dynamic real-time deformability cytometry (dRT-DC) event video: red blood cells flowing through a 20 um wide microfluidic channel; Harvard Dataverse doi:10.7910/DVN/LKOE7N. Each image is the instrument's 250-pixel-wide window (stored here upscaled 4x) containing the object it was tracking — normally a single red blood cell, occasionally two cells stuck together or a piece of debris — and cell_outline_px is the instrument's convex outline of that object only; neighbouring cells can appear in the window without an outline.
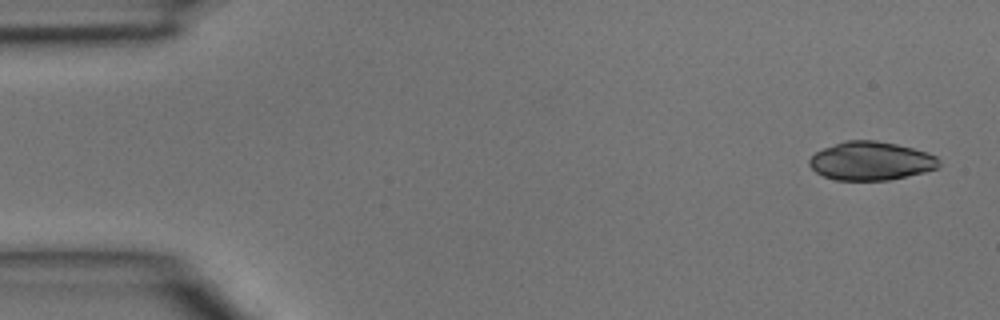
{"species": "common noctule bat (a hibernating species)", "species_latin": "Nyctalus noctula", "temperature_condition": "room temperature", "stored_images_in_passage": 44, "camera_frame_rate_fps": 3000, "um_per_image_px": 0.085, "animal": {"sex": "male", "body_mass_g": 15.6}, "frame": {"image": 1, "passage_image": 1, "time_ms": 0.0, "image_size_px": [1000, 320], "cell_outline_px": [[940, 164], [936, 168], [924, 172], [888, 180], [836, 180], [824, 176], [816, 172], [808, 164], [808, 160], [816, 152], [824, 148], [844, 140], [876, 140], [896, 144], [928, 152], [936, 156], [940, 160]], "centroid_in_image_um": [74.03, 13.67], "position_along_channel_um": 11.0, "area_um2": 29.07}}
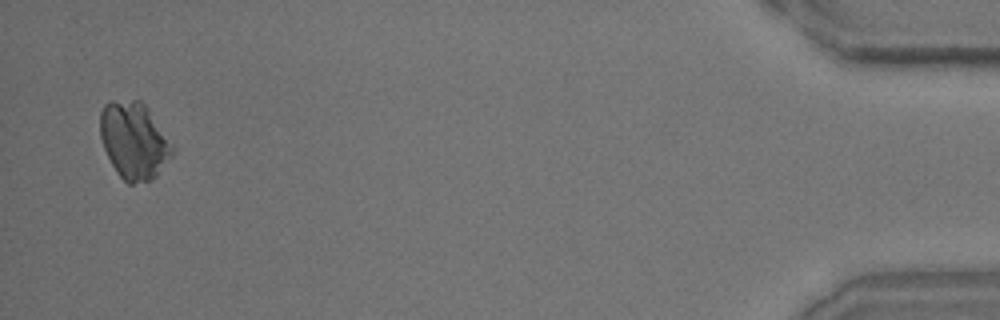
{"frame": {"image": 2, "passage_image": 43, "time_ms": 14.0, "image_size_px": [1000, 320], "cell_outline_px": [[172, 156], [156, 176], [152, 180], [132, 184], [128, 184], [116, 172], [104, 148], [100, 136], [100, 112], [104, 104], [112, 100], [140, 100], [148, 108], [172, 144]], "centroid_in_image_um": [11.37, 11.95], "position_along_channel_um": 423.8, "area_um2": 32.25}}